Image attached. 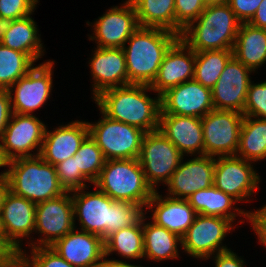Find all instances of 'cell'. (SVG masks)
I'll list each match as a JSON object with an SVG mask.
<instances>
[{
	"instance_id": "1",
	"label": "cell",
	"mask_w": 266,
	"mask_h": 267,
	"mask_svg": "<svg viewBox=\"0 0 266 267\" xmlns=\"http://www.w3.org/2000/svg\"><path fill=\"white\" fill-rule=\"evenodd\" d=\"M83 190L72 191L74 222L78 217L80 230L98 235L103 240L122 228L135 225L146 214L142 206L114 201L98 188L87 193Z\"/></svg>"
},
{
	"instance_id": "2",
	"label": "cell",
	"mask_w": 266,
	"mask_h": 267,
	"mask_svg": "<svg viewBox=\"0 0 266 267\" xmlns=\"http://www.w3.org/2000/svg\"><path fill=\"white\" fill-rule=\"evenodd\" d=\"M150 85L130 84L102 92L94 100L107 117L152 132L159 129L161 96L149 97Z\"/></svg>"
},
{
	"instance_id": "3",
	"label": "cell",
	"mask_w": 266,
	"mask_h": 267,
	"mask_svg": "<svg viewBox=\"0 0 266 267\" xmlns=\"http://www.w3.org/2000/svg\"><path fill=\"white\" fill-rule=\"evenodd\" d=\"M179 35L161 28L138 27L126 41L125 54L128 85H151L170 47Z\"/></svg>"
},
{
	"instance_id": "4",
	"label": "cell",
	"mask_w": 266,
	"mask_h": 267,
	"mask_svg": "<svg viewBox=\"0 0 266 267\" xmlns=\"http://www.w3.org/2000/svg\"><path fill=\"white\" fill-rule=\"evenodd\" d=\"M240 25L228 3L209 5L179 38L194 52L232 50Z\"/></svg>"
},
{
	"instance_id": "5",
	"label": "cell",
	"mask_w": 266,
	"mask_h": 267,
	"mask_svg": "<svg viewBox=\"0 0 266 267\" xmlns=\"http://www.w3.org/2000/svg\"><path fill=\"white\" fill-rule=\"evenodd\" d=\"M9 191L35 204L57 198L66 191L61 186L56 167L40 155L8 161Z\"/></svg>"
},
{
	"instance_id": "6",
	"label": "cell",
	"mask_w": 266,
	"mask_h": 267,
	"mask_svg": "<svg viewBox=\"0 0 266 267\" xmlns=\"http://www.w3.org/2000/svg\"><path fill=\"white\" fill-rule=\"evenodd\" d=\"M93 184L114 201H127L142 207L147 206L154 193L138 159L106 160Z\"/></svg>"
},
{
	"instance_id": "7",
	"label": "cell",
	"mask_w": 266,
	"mask_h": 267,
	"mask_svg": "<svg viewBox=\"0 0 266 267\" xmlns=\"http://www.w3.org/2000/svg\"><path fill=\"white\" fill-rule=\"evenodd\" d=\"M103 119L88 123L89 135L102 150L106 160L138 159L145 131L111 119L102 111Z\"/></svg>"
},
{
	"instance_id": "8",
	"label": "cell",
	"mask_w": 266,
	"mask_h": 267,
	"mask_svg": "<svg viewBox=\"0 0 266 267\" xmlns=\"http://www.w3.org/2000/svg\"><path fill=\"white\" fill-rule=\"evenodd\" d=\"M184 156L158 129L147 132L142 140L138 161L147 184L156 191L161 181L166 184Z\"/></svg>"
},
{
	"instance_id": "9",
	"label": "cell",
	"mask_w": 266,
	"mask_h": 267,
	"mask_svg": "<svg viewBox=\"0 0 266 267\" xmlns=\"http://www.w3.org/2000/svg\"><path fill=\"white\" fill-rule=\"evenodd\" d=\"M244 114L213 109L201 118L204 155L236 156Z\"/></svg>"
},
{
	"instance_id": "10",
	"label": "cell",
	"mask_w": 266,
	"mask_h": 267,
	"mask_svg": "<svg viewBox=\"0 0 266 267\" xmlns=\"http://www.w3.org/2000/svg\"><path fill=\"white\" fill-rule=\"evenodd\" d=\"M71 192L36 204L35 232L43 234V238L28 246L50 247L58 239L75 229ZM34 243V244H33Z\"/></svg>"
},
{
	"instance_id": "11",
	"label": "cell",
	"mask_w": 266,
	"mask_h": 267,
	"mask_svg": "<svg viewBox=\"0 0 266 267\" xmlns=\"http://www.w3.org/2000/svg\"><path fill=\"white\" fill-rule=\"evenodd\" d=\"M232 229L231 220L197 214L194 222L181 238V247L190 256L207 260L215 255L214 253L230 250L220 244Z\"/></svg>"
},
{
	"instance_id": "12",
	"label": "cell",
	"mask_w": 266,
	"mask_h": 267,
	"mask_svg": "<svg viewBox=\"0 0 266 267\" xmlns=\"http://www.w3.org/2000/svg\"><path fill=\"white\" fill-rule=\"evenodd\" d=\"M251 164L237 156H218L213 185L238 202L249 201L247 198L257 191L260 182V176Z\"/></svg>"
},
{
	"instance_id": "13",
	"label": "cell",
	"mask_w": 266,
	"mask_h": 267,
	"mask_svg": "<svg viewBox=\"0 0 266 267\" xmlns=\"http://www.w3.org/2000/svg\"><path fill=\"white\" fill-rule=\"evenodd\" d=\"M45 130V124L33 114L13 113L0 139L5 158L11 161L17 158L40 155ZM36 148L38 153H30Z\"/></svg>"
},
{
	"instance_id": "14",
	"label": "cell",
	"mask_w": 266,
	"mask_h": 267,
	"mask_svg": "<svg viewBox=\"0 0 266 267\" xmlns=\"http://www.w3.org/2000/svg\"><path fill=\"white\" fill-rule=\"evenodd\" d=\"M53 64L54 61L50 60L33 66L24 77H21L8 89L13 113L32 115L33 111L41 108L49 99L53 87ZM13 91H15L14 97H12Z\"/></svg>"
},
{
	"instance_id": "15",
	"label": "cell",
	"mask_w": 266,
	"mask_h": 267,
	"mask_svg": "<svg viewBox=\"0 0 266 267\" xmlns=\"http://www.w3.org/2000/svg\"><path fill=\"white\" fill-rule=\"evenodd\" d=\"M35 213L34 202L8 191L1 207L0 229L5 242L17 254L23 252L21 237L26 238L35 230Z\"/></svg>"
},
{
	"instance_id": "16",
	"label": "cell",
	"mask_w": 266,
	"mask_h": 267,
	"mask_svg": "<svg viewBox=\"0 0 266 267\" xmlns=\"http://www.w3.org/2000/svg\"><path fill=\"white\" fill-rule=\"evenodd\" d=\"M251 72H253L251 69L232 56L211 89L214 109L231 110L243 114Z\"/></svg>"
},
{
	"instance_id": "17",
	"label": "cell",
	"mask_w": 266,
	"mask_h": 267,
	"mask_svg": "<svg viewBox=\"0 0 266 267\" xmlns=\"http://www.w3.org/2000/svg\"><path fill=\"white\" fill-rule=\"evenodd\" d=\"M95 40L100 48H123L126 41L139 27L136 10L131 0H126L122 7H114L94 22Z\"/></svg>"
},
{
	"instance_id": "18",
	"label": "cell",
	"mask_w": 266,
	"mask_h": 267,
	"mask_svg": "<svg viewBox=\"0 0 266 267\" xmlns=\"http://www.w3.org/2000/svg\"><path fill=\"white\" fill-rule=\"evenodd\" d=\"M213 109L212 90L194 79L172 87L161 95L160 114L202 118Z\"/></svg>"
},
{
	"instance_id": "19",
	"label": "cell",
	"mask_w": 266,
	"mask_h": 267,
	"mask_svg": "<svg viewBox=\"0 0 266 267\" xmlns=\"http://www.w3.org/2000/svg\"><path fill=\"white\" fill-rule=\"evenodd\" d=\"M181 160L178 168L173 172L168 186L169 197L187 199L194 192L207 189L213 185L215 157L202 155L187 162Z\"/></svg>"
},
{
	"instance_id": "20",
	"label": "cell",
	"mask_w": 266,
	"mask_h": 267,
	"mask_svg": "<svg viewBox=\"0 0 266 267\" xmlns=\"http://www.w3.org/2000/svg\"><path fill=\"white\" fill-rule=\"evenodd\" d=\"M194 65L195 52L179 38L165 54L158 75L150 85L151 91L161 96L168 89L192 80Z\"/></svg>"
},
{
	"instance_id": "21",
	"label": "cell",
	"mask_w": 266,
	"mask_h": 267,
	"mask_svg": "<svg viewBox=\"0 0 266 267\" xmlns=\"http://www.w3.org/2000/svg\"><path fill=\"white\" fill-rule=\"evenodd\" d=\"M93 99L102 92L128 85L125 54L122 48L97 47L90 60Z\"/></svg>"
},
{
	"instance_id": "22",
	"label": "cell",
	"mask_w": 266,
	"mask_h": 267,
	"mask_svg": "<svg viewBox=\"0 0 266 267\" xmlns=\"http://www.w3.org/2000/svg\"><path fill=\"white\" fill-rule=\"evenodd\" d=\"M74 230L50 247L75 267H95L105 256L104 240L98 235Z\"/></svg>"
},
{
	"instance_id": "23",
	"label": "cell",
	"mask_w": 266,
	"mask_h": 267,
	"mask_svg": "<svg viewBox=\"0 0 266 267\" xmlns=\"http://www.w3.org/2000/svg\"><path fill=\"white\" fill-rule=\"evenodd\" d=\"M47 130H45L40 156L54 166L73 157L89 136V126L85 121L75 120L65 126L55 128L53 132Z\"/></svg>"
},
{
	"instance_id": "24",
	"label": "cell",
	"mask_w": 266,
	"mask_h": 267,
	"mask_svg": "<svg viewBox=\"0 0 266 267\" xmlns=\"http://www.w3.org/2000/svg\"><path fill=\"white\" fill-rule=\"evenodd\" d=\"M159 130L176 146L180 153L204 155L201 118L160 114Z\"/></svg>"
},
{
	"instance_id": "25",
	"label": "cell",
	"mask_w": 266,
	"mask_h": 267,
	"mask_svg": "<svg viewBox=\"0 0 266 267\" xmlns=\"http://www.w3.org/2000/svg\"><path fill=\"white\" fill-rule=\"evenodd\" d=\"M153 207H155L154 211ZM146 208L153 211L152 222L166 228L180 238L184 236L197 216L187 199H176L169 196L162 198L157 190L154 191Z\"/></svg>"
},
{
	"instance_id": "26",
	"label": "cell",
	"mask_w": 266,
	"mask_h": 267,
	"mask_svg": "<svg viewBox=\"0 0 266 267\" xmlns=\"http://www.w3.org/2000/svg\"><path fill=\"white\" fill-rule=\"evenodd\" d=\"M232 51L239 62L255 71L266 62V29L241 23Z\"/></svg>"
},
{
	"instance_id": "27",
	"label": "cell",
	"mask_w": 266,
	"mask_h": 267,
	"mask_svg": "<svg viewBox=\"0 0 266 267\" xmlns=\"http://www.w3.org/2000/svg\"><path fill=\"white\" fill-rule=\"evenodd\" d=\"M36 22L30 15L11 22L0 43L13 50L25 53L33 62L44 54Z\"/></svg>"
},
{
	"instance_id": "28",
	"label": "cell",
	"mask_w": 266,
	"mask_h": 267,
	"mask_svg": "<svg viewBox=\"0 0 266 267\" xmlns=\"http://www.w3.org/2000/svg\"><path fill=\"white\" fill-rule=\"evenodd\" d=\"M187 201L197 214L222 217L232 222H234L237 214L248 218V212L239 210V208H233L234 203L236 204L237 202L234 198L217 189L214 185L194 192L187 198ZM233 209H235L234 212H231ZM235 211H238L236 212L237 214H235Z\"/></svg>"
},
{
	"instance_id": "29",
	"label": "cell",
	"mask_w": 266,
	"mask_h": 267,
	"mask_svg": "<svg viewBox=\"0 0 266 267\" xmlns=\"http://www.w3.org/2000/svg\"><path fill=\"white\" fill-rule=\"evenodd\" d=\"M145 219L144 215L142 217L144 257L155 261L177 258L179 256L177 246L182 242L181 238L154 222L145 224Z\"/></svg>"
},
{
	"instance_id": "30",
	"label": "cell",
	"mask_w": 266,
	"mask_h": 267,
	"mask_svg": "<svg viewBox=\"0 0 266 267\" xmlns=\"http://www.w3.org/2000/svg\"><path fill=\"white\" fill-rule=\"evenodd\" d=\"M140 27L161 28L176 34L175 0H131Z\"/></svg>"
},
{
	"instance_id": "31",
	"label": "cell",
	"mask_w": 266,
	"mask_h": 267,
	"mask_svg": "<svg viewBox=\"0 0 266 267\" xmlns=\"http://www.w3.org/2000/svg\"><path fill=\"white\" fill-rule=\"evenodd\" d=\"M236 156L250 162L266 159V119L244 116Z\"/></svg>"
},
{
	"instance_id": "32",
	"label": "cell",
	"mask_w": 266,
	"mask_h": 267,
	"mask_svg": "<svg viewBox=\"0 0 266 267\" xmlns=\"http://www.w3.org/2000/svg\"><path fill=\"white\" fill-rule=\"evenodd\" d=\"M105 256L117 252L126 259L144 258L142 218L132 226L122 228L104 240Z\"/></svg>"
},
{
	"instance_id": "33",
	"label": "cell",
	"mask_w": 266,
	"mask_h": 267,
	"mask_svg": "<svg viewBox=\"0 0 266 267\" xmlns=\"http://www.w3.org/2000/svg\"><path fill=\"white\" fill-rule=\"evenodd\" d=\"M233 56L232 50H205L195 52L193 79L204 87L212 89Z\"/></svg>"
},
{
	"instance_id": "34",
	"label": "cell",
	"mask_w": 266,
	"mask_h": 267,
	"mask_svg": "<svg viewBox=\"0 0 266 267\" xmlns=\"http://www.w3.org/2000/svg\"><path fill=\"white\" fill-rule=\"evenodd\" d=\"M25 54L0 43V89H9L34 66Z\"/></svg>"
},
{
	"instance_id": "35",
	"label": "cell",
	"mask_w": 266,
	"mask_h": 267,
	"mask_svg": "<svg viewBox=\"0 0 266 267\" xmlns=\"http://www.w3.org/2000/svg\"><path fill=\"white\" fill-rule=\"evenodd\" d=\"M106 159L102 150L89 135L77 151V164L80 172L94 183L104 167Z\"/></svg>"
},
{
	"instance_id": "36",
	"label": "cell",
	"mask_w": 266,
	"mask_h": 267,
	"mask_svg": "<svg viewBox=\"0 0 266 267\" xmlns=\"http://www.w3.org/2000/svg\"><path fill=\"white\" fill-rule=\"evenodd\" d=\"M55 167L59 182L66 192L85 189L87 187L85 181L90 182L78 168L77 153L58 163Z\"/></svg>"
},
{
	"instance_id": "37",
	"label": "cell",
	"mask_w": 266,
	"mask_h": 267,
	"mask_svg": "<svg viewBox=\"0 0 266 267\" xmlns=\"http://www.w3.org/2000/svg\"><path fill=\"white\" fill-rule=\"evenodd\" d=\"M204 0H175L176 34L180 36L204 11Z\"/></svg>"
},
{
	"instance_id": "38",
	"label": "cell",
	"mask_w": 266,
	"mask_h": 267,
	"mask_svg": "<svg viewBox=\"0 0 266 267\" xmlns=\"http://www.w3.org/2000/svg\"><path fill=\"white\" fill-rule=\"evenodd\" d=\"M31 249V256L27 257L25 251L20 253L30 267H75L51 247H34Z\"/></svg>"
},
{
	"instance_id": "39",
	"label": "cell",
	"mask_w": 266,
	"mask_h": 267,
	"mask_svg": "<svg viewBox=\"0 0 266 267\" xmlns=\"http://www.w3.org/2000/svg\"><path fill=\"white\" fill-rule=\"evenodd\" d=\"M250 82L244 107V116L266 119V81Z\"/></svg>"
},
{
	"instance_id": "40",
	"label": "cell",
	"mask_w": 266,
	"mask_h": 267,
	"mask_svg": "<svg viewBox=\"0 0 266 267\" xmlns=\"http://www.w3.org/2000/svg\"><path fill=\"white\" fill-rule=\"evenodd\" d=\"M38 0H0V17L20 19L33 14Z\"/></svg>"
},
{
	"instance_id": "41",
	"label": "cell",
	"mask_w": 266,
	"mask_h": 267,
	"mask_svg": "<svg viewBox=\"0 0 266 267\" xmlns=\"http://www.w3.org/2000/svg\"><path fill=\"white\" fill-rule=\"evenodd\" d=\"M262 0H229L228 4L241 23H249Z\"/></svg>"
},
{
	"instance_id": "42",
	"label": "cell",
	"mask_w": 266,
	"mask_h": 267,
	"mask_svg": "<svg viewBox=\"0 0 266 267\" xmlns=\"http://www.w3.org/2000/svg\"><path fill=\"white\" fill-rule=\"evenodd\" d=\"M248 220L259 238V242L266 248V205L255 212L248 211Z\"/></svg>"
},
{
	"instance_id": "43",
	"label": "cell",
	"mask_w": 266,
	"mask_h": 267,
	"mask_svg": "<svg viewBox=\"0 0 266 267\" xmlns=\"http://www.w3.org/2000/svg\"><path fill=\"white\" fill-rule=\"evenodd\" d=\"M10 97L11 95L8 92V89H0V139L2 138L13 114Z\"/></svg>"
},
{
	"instance_id": "44",
	"label": "cell",
	"mask_w": 266,
	"mask_h": 267,
	"mask_svg": "<svg viewBox=\"0 0 266 267\" xmlns=\"http://www.w3.org/2000/svg\"><path fill=\"white\" fill-rule=\"evenodd\" d=\"M215 267H244V261L231 250L215 254Z\"/></svg>"
},
{
	"instance_id": "45",
	"label": "cell",
	"mask_w": 266,
	"mask_h": 267,
	"mask_svg": "<svg viewBox=\"0 0 266 267\" xmlns=\"http://www.w3.org/2000/svg\"><path fill=\"white\" fill-rule=\"evenodd\" d=\"M249 24L256 28L266 29V0H262L259 4L258 9Z\"/></svg>"
},
{
	"instance_id": "46",
	"label": "cell",
	"mask_w": 266,
	"mask_h": 267,
	"mask_svg": "<svg viewBox=\"0 0 266 267\" xmlns=\"http://www.w3.org/2000/svg\"><path fill=\"white\" fill-rule=\"evenodd\" d=\"M0 267H30V266L21 254H16L15 256L10 257Z\"/></svg>"
},
{
	"instance_id": "47",
	"label": "cell",
	"mask_w": 266,
	"mask_h": 267,
	"mask_svg": "<svg viewBox=\"0 0 266 267\" xmlns=\"http://www.w3.org/2000/svg\"><path fill=\"white\" fill-rule=\"evenodd\" d=\"M105 257L106 256H104L95 267H141V266L126 263V261L122 262L119 260H108Z\"/></svg>"
},
{
	"instance_id": "48",
	"label": "cell",
	"mask_w": 266,
	"mask_h": 267,
	"mask_svg": "<svg viewBox=\"0 0 266 267\" xmlns=\"http://www.w3.org/2000/svg\"><path fill=\"white\" fill-rule=\"evenodd\" d=\"M7 170L0 174V212L3 205L6 194L9 191V184L7 180Z\"/></svg>"
},
{
	"instance_id": "49",
	"label": "cell",
	"mask_w": 266,
	"mask_h": 267,
	"mask_svg": "<svg viewBox=\"0 0 266 267\" xmlns=\"http://www.w3.org/2000/svg\"><path fill=\"white\" fill-rule=\"evenodd\" d=\"M11 22V19L0 17V41L3 39L6 31L9 29Z\"/></svg>"
},
{
	"instance_id": "50",
	"label": "cell",
	"mask_w": 266,
	"mask_h": 267,
	"mask_svg": "<svg viewBox=\"0 0 266 267\" xmlns=\"http://www.w3.org/2000/svg\"><path fill=\"white\" fill-rule=\"evenodd\" d=\"M8 166V160L5 158L3 149L0 143V167Z\"/></svg>"
},
{
	"instance_id": "51",
	"label": "cell",
	"mask_w": 266,
	"mask_h": 267,
	"mask_svg": "<svg viewBox=\"0 0 266 267\" xmlns=\"http://www.w3.org/2000/svg\"><path fill=\"white\" fill-rule=\"evenodd\" d=\"M229 0H204L206 6L228 3Z\"/></svg>"
},
{
	"instance_id": "52",
	"label": "cell",
	"mask_w": 266,
	"mask_h": 267,
	"mask_svg": "<svg viewBox=\"0 0 266 267\" xmlns=\"http://www.w3.org/2000/svg\"><path fill=\"white\" fill-rule=\"evenodd\" d=\"M0 241H5L2 237L1 229H0Z\"/></svg>"
}]
</instances>
